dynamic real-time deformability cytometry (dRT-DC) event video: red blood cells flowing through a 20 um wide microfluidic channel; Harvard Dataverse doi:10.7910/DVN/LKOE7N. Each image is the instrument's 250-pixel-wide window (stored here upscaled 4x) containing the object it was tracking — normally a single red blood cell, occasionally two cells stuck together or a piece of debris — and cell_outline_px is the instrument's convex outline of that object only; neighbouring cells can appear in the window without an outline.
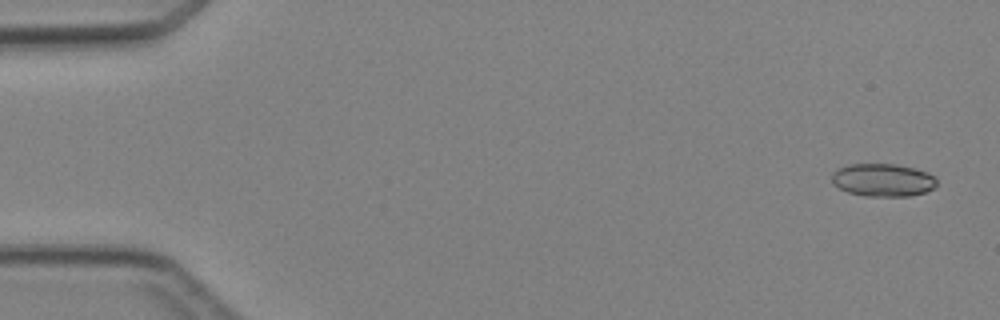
{"species": "Egyptian fruit bat (a non-hibernating species)", "species_latin": "Rousettus aegyptiacus", "temperature_condition": "cold", "stored_images_in_passage": 5, "camera_frame_rate_fps": 3000, "um_per_image_px": 0.085, "animal": {"sex": "female"}, "frame": {"image": 1, "passage_image": 1, "time_ms": 0.0, "image_size_px": [1000, 320], "cell_outline_px": [[936, 184], [932, 188], [924, 192], [912, 196], [864, 196], [848, 192], [832, 184], [832, 172], [836, 168], [848, 164], [896, 164], [928, 172], [936, 176]], "centroid_in_image_um": [75.02, 15.3], "position_along_channel_um": 10.0, "area_um2": 20.23}}
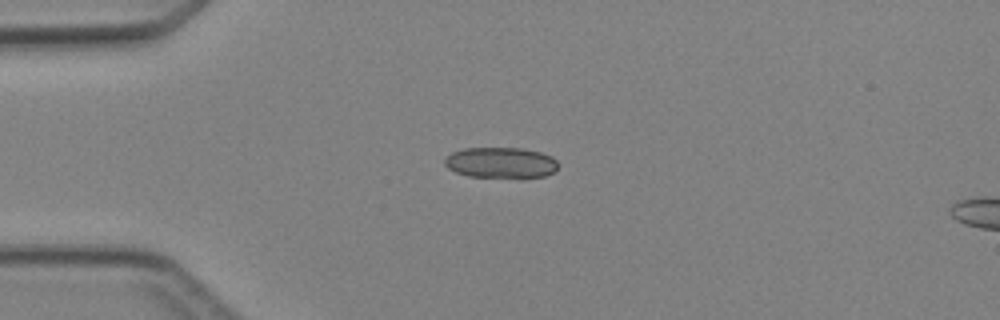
{"frame": {"image": 2, "passage_image": 4, "time_ms": 3.333, "image_size_px": [1000, 320], "cell_outline_px": [[556, 172], [544, 176], [520, 180], [468, 176], [456, 172], [448, 168], [444, 164], [444, 156], [452, 152], [464, 148], [524, 148], [540, 152], [552, 156], [556, 160]], "centroid_in_image_um": [42.58, 13.86], "position_along_channel_um": 42.4, "area_um2": 21.21}}